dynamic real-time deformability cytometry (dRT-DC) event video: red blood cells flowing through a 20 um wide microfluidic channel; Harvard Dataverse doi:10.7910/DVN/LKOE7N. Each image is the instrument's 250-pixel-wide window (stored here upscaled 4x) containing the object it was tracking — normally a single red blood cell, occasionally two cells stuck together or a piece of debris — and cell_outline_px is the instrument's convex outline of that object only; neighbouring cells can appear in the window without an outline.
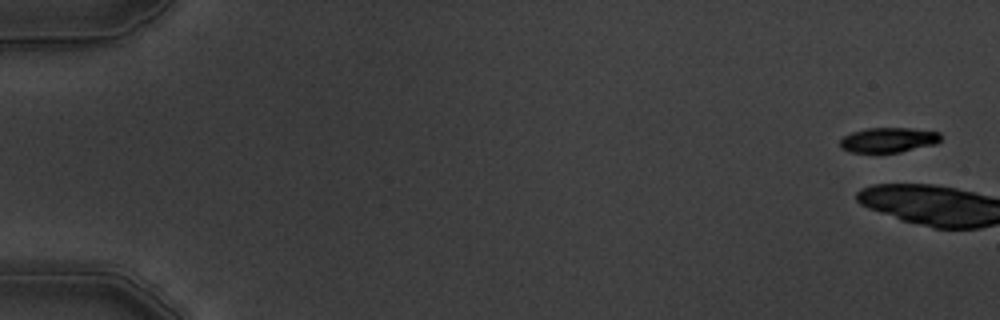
{"species": "common noctule bat (a hibernating species)", "species_latin": "Nyctalus noctula", "temperature_condition": "warm", "stored_images_in_passage": 11, "camera_frame_rate_fps": 3000, "um_per_image_px": 0.085, "animal": {"sex": "male", "body_mass_g": 19.5, "forearm_length_mm": 54.6}, "frame": {"image": 1, "passage_image": 1, "time_ms": 0.0, "image_size_px": [1000, 320], "cell_outline_px": [[940, 140], [936, 144], [900, 152], [852, 152], [840, 148], [840, 140], [844, 136], [852, 132], [868, 128], [912, 128], [940, 132]], "centroid_in_image_um": [75.52, 11.89], "position_along_channel_um": 9.5, "area_um2": 14.57}}